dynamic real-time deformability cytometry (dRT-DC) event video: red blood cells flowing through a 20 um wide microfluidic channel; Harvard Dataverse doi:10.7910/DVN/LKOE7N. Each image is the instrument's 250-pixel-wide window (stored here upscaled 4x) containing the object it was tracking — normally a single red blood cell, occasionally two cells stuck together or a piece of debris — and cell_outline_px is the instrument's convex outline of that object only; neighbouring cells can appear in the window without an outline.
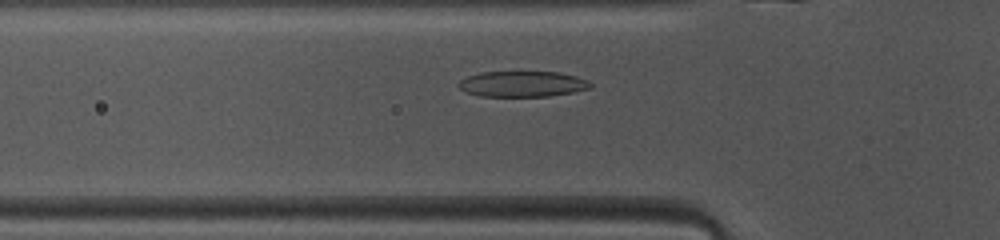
{"species": "common noctule bat (a hibernating species)", "species_latin": "Nyctalus noctula", "temperature_condition": "warm", "stored_images_in_passage": 41, "camera_frame_rate_fps": 3000, "um_per_image_px": 0.085, "animal": {"sex": "female", "body_mass_g": 10.0, "forearm_length_mm": 53.1}, "frame": {"image": 1, "passage_image": 14, "time_ms": 4.333, "image_size_px": [1000, 240], "cell_outline_px": [[592, 88], [572, 92], [548, 96], [480, 96], [468, 92], [460, 88], [456, 84], [460, 80], [468, 76], [480, 72], [560, 72], [576, 76], [588, 80], [592, 84]], "centroid_in_image_um": [44.42, 7.13], "position_along_channel_um": 81.4, "area_um2": 19.71}}
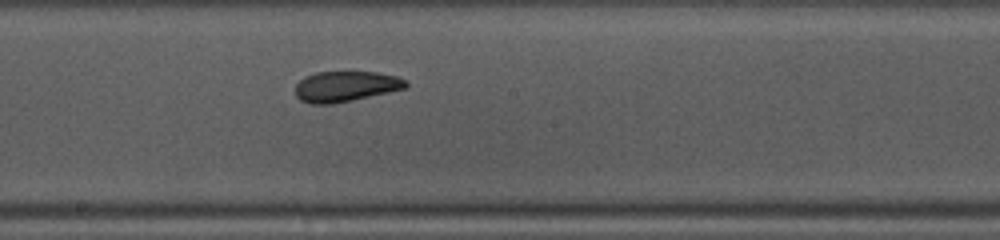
{"frame": {"image": 2, "passage_image": 24, "time_ms": 7.667, "image_size_px": [1000, 240], "cell_outline_px": [[408, 84], [404, 88], [388, 92], [352, 100], [332, 104], [312, 104], [300, 100], [296, 96], [296, 84], [304, 76], [316, 72], [376, 72], [396, 76], [408, 80]], "centroid_in_image_um": [29.36, 7.34], "position_along_channel_um": 218.8, "area_um2": 19.59}}
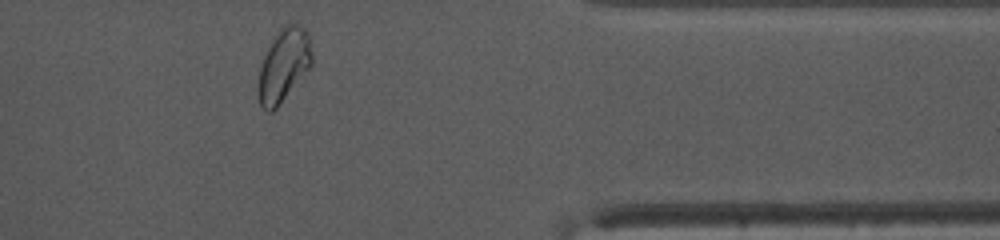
{"frame": {"image": 3, "passage_image": 38, "time_ms": 12.333, "image_size_px": [1000, 240], "cell_outline_px": [[312, 64], [276, 108], [272, 112], [268, 112], [260, 104], [260, 68], [264, 56], [272, 36], [280, 28], [288, 24], [296, 24], [304, 28], [308, 36], [312, 56]], "centroid_in_image_um": [24.12, 5.49], "position_along_channel_um": 387.3, "area_um2": 22.08}, "authors_computed_cell_mechanics": {"area_um2": 20.2878, "velocity_mm_per_s": 4.0909, "shape_relaxation_time_tau1_ms": 4.0399, "shape_relaxation_time_tau2_ms": 2.3365, "deformation_change_tau1": 0.1368, "deformation_change_tau2": 0.0546}}